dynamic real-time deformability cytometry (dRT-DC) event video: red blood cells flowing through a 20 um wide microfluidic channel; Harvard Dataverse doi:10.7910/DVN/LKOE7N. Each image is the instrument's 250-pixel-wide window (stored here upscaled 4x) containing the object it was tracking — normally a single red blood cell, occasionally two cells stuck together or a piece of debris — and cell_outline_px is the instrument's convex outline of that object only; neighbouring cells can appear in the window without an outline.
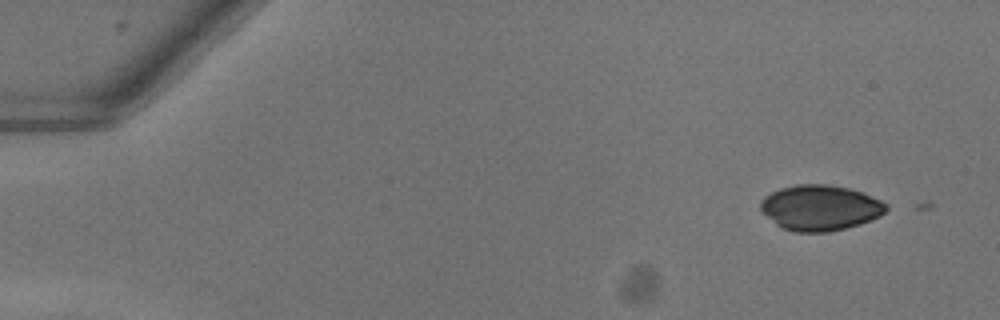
{"species": "common noctule bat (a hibernating species)", "species_latin": "Nyctalus noctula", "temperature_condition": "warm", "stored_images_in_passage": 4, "camera_frame_rate_fps": 3000, "um_per_image_px": 0.085, "animal": {"sex": "female"}, "frame": {"image": 1, "passage_image": 2, "time_ms": 0.333, "image_size_px": [1000, 320], "cell_outline_px": [[888, 208], [880, 216], [860, 224], [828, 232], [796, 232], [780, 228], [760, 208], [760, 200], [764, 196], [780, 188], [796, 184], [824, 184], [848, 188], [864, 192], [888, 204]], "centroid_in_image_um": [69.72, 17.65], "position_along_channel_um": 15.3, "area_um2": 33.29}}